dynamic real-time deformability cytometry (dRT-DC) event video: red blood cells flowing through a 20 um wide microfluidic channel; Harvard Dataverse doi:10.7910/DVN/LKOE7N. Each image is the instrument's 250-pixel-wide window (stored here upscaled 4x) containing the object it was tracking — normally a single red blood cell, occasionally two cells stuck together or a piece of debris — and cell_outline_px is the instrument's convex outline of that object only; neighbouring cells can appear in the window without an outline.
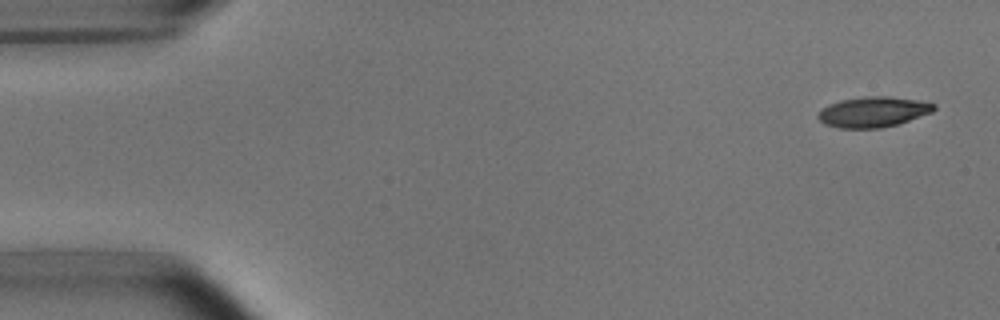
{"species": "common noctule bat (a hibernating species)", "species_latin": "Nyctalus noctula", "temperature_condition": "room temperature", "stored_images_in_passage": 51, "camera_frame_rate_fps": 3000, "um_per_image_px": 0.085, "animal": {"sex": "male", "body_mass_g": 15.6}, "frame": {"image": 1, "passage_image": 1, "time_ms": 0.0, "image_size_px": [1000, 320], "cell_outline_px": [[936, 108], [932, 112], [896, 124], [880, 128], [840, 128], [824, 124], [816, 116], [824, 108], [840, 100], [864, 96], [888, 96], [916, 100], [936, 104]], "centroid_in_image_um": [74.22, 9.51], "position_along_channel_um": 10.8, "area_um2": 20.23}}
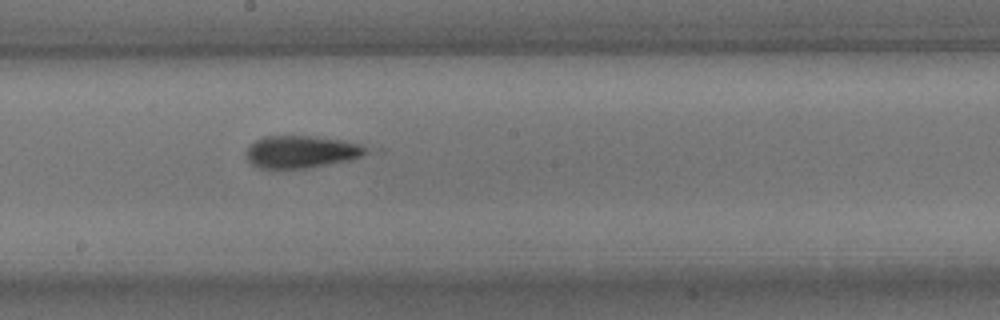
{"frame": {"image": 2, "passage_image": 27, "time_ms": 8.667, "image_size_px": [1000, 320], "cell_outline_px": [[372, 152], [364, 156], [352, 160], [308, 168], [256, 168], [248, 160], [244, 152], [256, 140], [264, 136], [312, 136], [344, 140], [360, 144], [368, 148]], "centroid_in_image_um": [25.67, 12.91], "position_along_channel_um": 222.5, "area_um2": 22.95}}
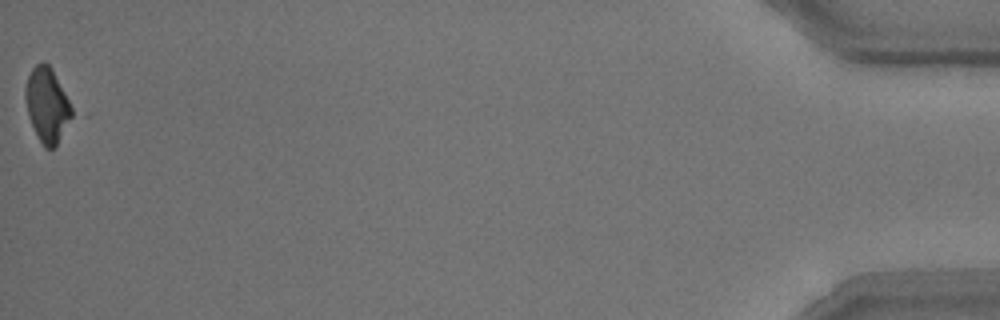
{"frame": {"image": 3, "passage_image": 51, "time_ms": 16.667, "image_size_px": [1000, 320], "cell_outline_px": [[72, 116], [56, 144], [52, 148], [44, 148], [28, 116], [24, 96], [24, 88], [28, 76], [32, 68], [36, 64], [48, 64], [52, 68], [72, 108]], "centroid_in_image_um": [3.97, 8.9], "position_along_channel_um": 431.2, "area_um2": 19.59}, "authors_computed_cell_mechanics": {"area_um2": 22.1374, "velocity_mm_per_s": 3.8124, "shape_relaxation_time_tau1_ms": 7.6153, "shape_relaxation_time_tau2_ms": 1.0006, "deformation_change_tau1": 0.2478, "deformation_change_tau2": 0.0931}}